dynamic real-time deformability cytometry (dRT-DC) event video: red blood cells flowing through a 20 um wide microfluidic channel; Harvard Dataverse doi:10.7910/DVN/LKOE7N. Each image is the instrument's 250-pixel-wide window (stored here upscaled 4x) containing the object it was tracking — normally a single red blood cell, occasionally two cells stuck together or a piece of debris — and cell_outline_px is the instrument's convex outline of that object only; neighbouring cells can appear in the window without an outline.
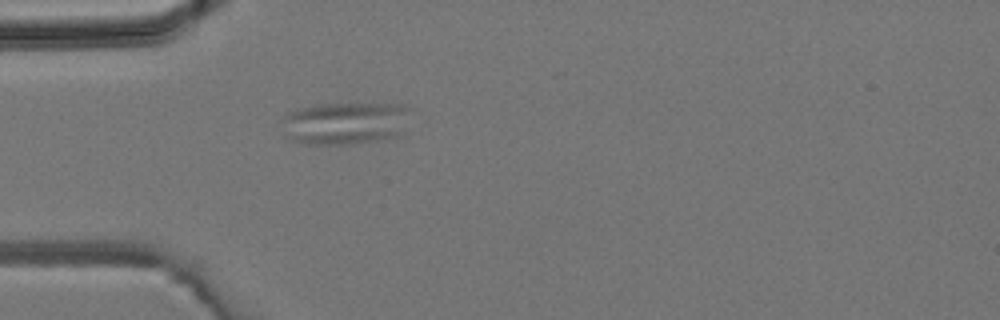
{"species": "common noctule bat (a hibernating species)", "species_latin": "Nyctalus noctula", "temperature_condition": "room temperature", "stored_images_in_passage": 34, "camera_frame_rate_fps": 3000, "um_per_image_px": 0.085, "animal": {"sex": "male", "body_mass_g": 19.2, "forearm_length_mm": 51.8}, "frame": {"image": 1, "passage_image": 1, "time_ms": 0.0, "image_size_px": [1000, 320], "cell_outline_px": [[412, 108], [396, 136], [380, 140], [348, 144], [308, 144], [288, 140], [284, 116], [288, 112], [312, 104], [404, 104]], "centroid_in_image_um": [29.33, 10.46], "position_along_channel_um": 55.7, "area_um2": 31.44}}
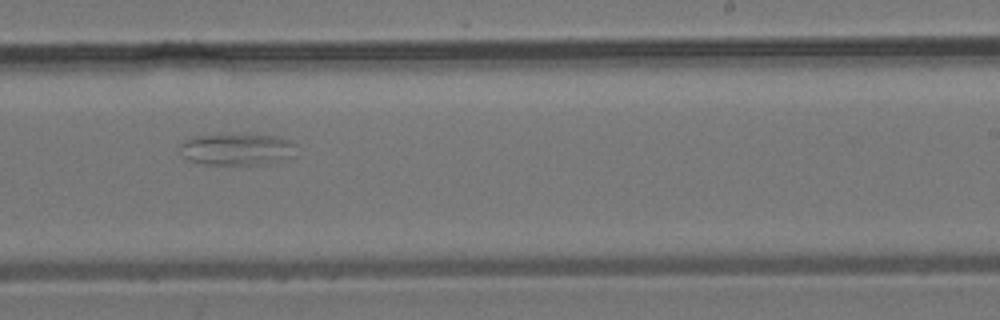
{"frame": {"image": 2, "passage_image": 16, "time_ms": 5.0, "image_size_px": [1000, 320], "cell_outline_px": [[296, 156], [280, 160], [260, 164], [208, 164], [188, 160], [184, 156], [180, 144], [184, 140], [196, 136], [276, 136], [292, 140], [296, 144]], "centroid_in_image_um": [20.21, 12.71], "position_along_channel_um": 268.8, "area_um2": 20.87}}
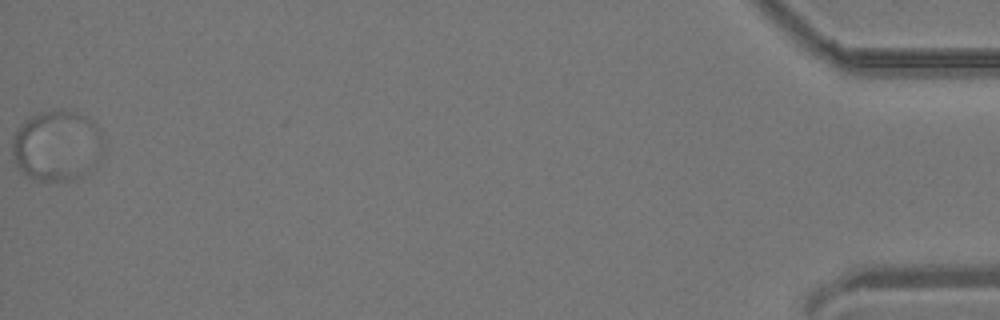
{"frame": {"image": 3, "passage_image": 34, "time_ms": 11.0, "image_size_px": [1000, 320], "cell_outline_px": [[100, 136], [80, 176], [72, 180], [36, 180], [28, 176], [16, 164], [12, 156], [12, 140], [20, 124], [28, 116], [36, 112], [60, 108], [76, 112], [92, 120], [100, 128]], "centroid_in_image_um": [4.64, 12.28], "position_along_channel_um": 430.6, "area_um2": 35.78}}